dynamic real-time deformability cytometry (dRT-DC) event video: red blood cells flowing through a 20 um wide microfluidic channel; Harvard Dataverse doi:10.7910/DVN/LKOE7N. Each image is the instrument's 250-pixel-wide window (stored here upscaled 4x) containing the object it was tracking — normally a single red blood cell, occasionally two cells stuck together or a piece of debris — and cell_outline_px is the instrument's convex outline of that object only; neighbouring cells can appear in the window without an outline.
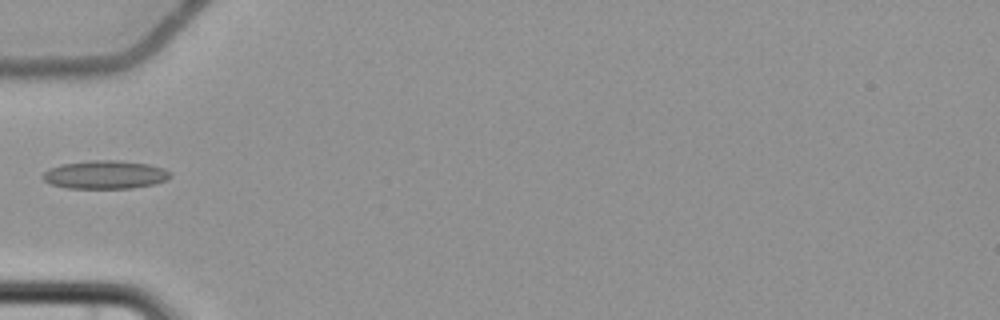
{"species": "common noctule bat (a hibernating species)", "species_latin": "Nyctalus noctula", "temperature_condition": "cold", "stored_images_in_passage": 2, "camera_frame_rate_fps": 3000, "um_per_image_px": 0.085, "animal": {"sex": "female", "body_mass_g": 22.7, "forearm_length_mm": 54.2}, "frame": {"image": 1, "passage_image": 2, "time_ms": 1.0, "image_size_px": [1000, 320], "cell_outline_px": [[172, 176], [168, 180], [156, 184], [132, 188], [68, 188], [52, 184], [44, 180], [44, 172], [48, 168], [60, 164], [92, 160], [120, 160], [148, 164], [164, 168], [172, 172]], "centroid_in_image_um": [9.0, 14.84], "position_along_channel_um": 76.0, "area_um2": 21.21}}